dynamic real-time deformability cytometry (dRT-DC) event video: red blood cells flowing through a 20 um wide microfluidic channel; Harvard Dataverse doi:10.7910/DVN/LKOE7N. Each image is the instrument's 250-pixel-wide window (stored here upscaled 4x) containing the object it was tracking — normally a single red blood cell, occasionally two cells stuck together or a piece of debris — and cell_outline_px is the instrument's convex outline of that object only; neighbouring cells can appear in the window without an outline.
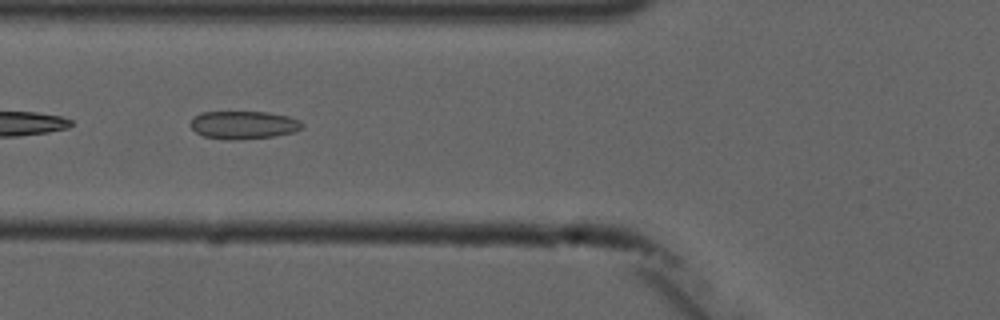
{"species": "common noctule bat (a hibernating species)", "species_latin": "Nyctalus noctula", "temperature_condition": "cold", "stored_images_in_passage": 6, "camera_frame_rate_fps": 3000, "um_per_image_px": 0.085, "animal": {"sex": "male", "forearm_length_mm": 52.5}, "frame": {"image": 1, "passage_image": 2, "time_ms": 1.0, "image_size_px": [1000, 320], "cell_outline_px": [[304, 124], [300, 128], [292, 132], [272, 136], [236, 140], [232, 140], [204, 136], [196, 132], [192, 128], [192, 120], [196, 116], [204, 112], [268, 112], [288, 116], [300, 120]], "centroid_in_image_um": [20.73, 10.61], "position_along_channel_um": 105.1, "area_um2": 17.86}}
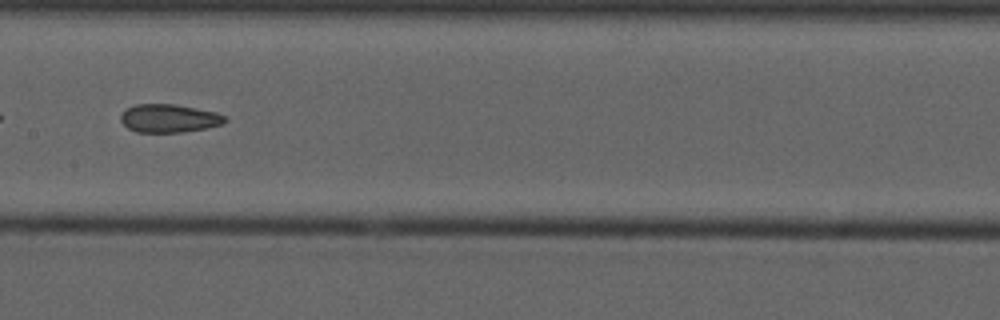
{"frame": {"image": 2, "passage_image": 4, "time_ms": 3.333, "image_size_px": [1000, 320], "cell_outline_px": [[228, 120], [224, 124], [184, 132], [136, 132], [128, 128], [120, 120], [120, 116], [132, 104], [176, 104], [216, 112], [224, 116]], "centroid_in_image_um": [14.37, 10.05], "position_along_channel_um": 193.0, "area_um2": 17.17}}
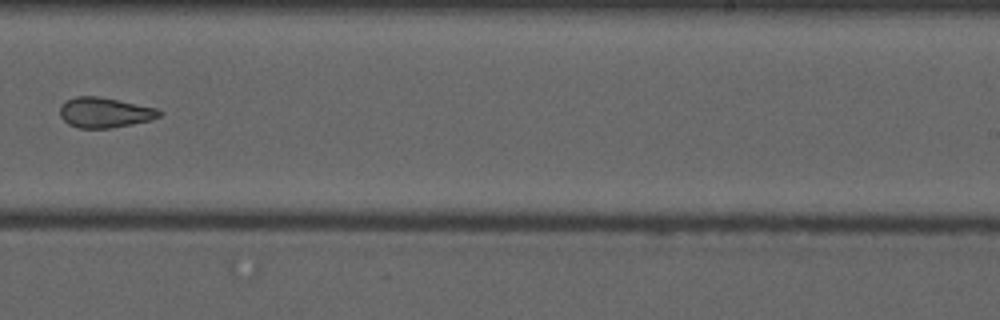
{"frame": {"image": 3, "passage_image": 6, "time_ms": 5.667, "image_size_px": [1000, 320], "cell_outline_px": [[164, 112], [160, 116], [148, 120], [132, 124], [108, 128], [80, 128], [68, 124], [60, 116], [60, 108], [68, 100], [76, 96], [96, 96], [156, 108]], "centroid_in_image_um": [8.89, 9.57], "position_along_channel_um": 280.1, "area_um2": 17.11}}